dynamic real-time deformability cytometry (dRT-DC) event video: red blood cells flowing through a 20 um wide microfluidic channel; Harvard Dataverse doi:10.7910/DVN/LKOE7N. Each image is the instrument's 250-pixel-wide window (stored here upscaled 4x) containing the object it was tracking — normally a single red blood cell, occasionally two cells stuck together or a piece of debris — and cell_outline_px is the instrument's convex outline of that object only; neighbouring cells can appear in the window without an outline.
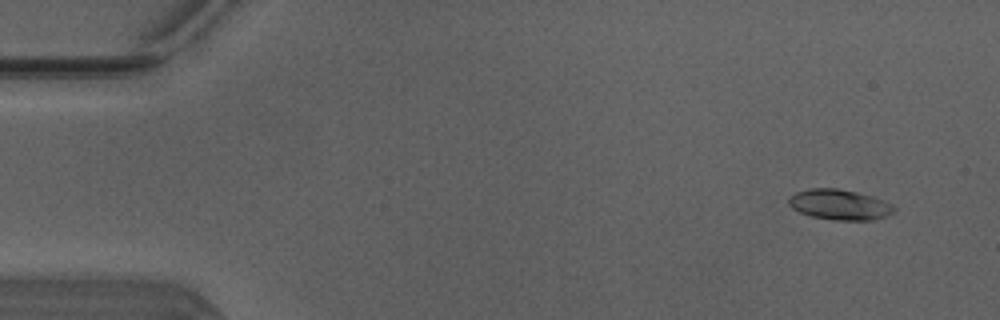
{"species": "Egyptian fruit bat (a non-hibernating species)", "species_latin": "Rousettus aegyptiacus", "temperature_condition": "warm", "stored_images_in_passage": 49, "camera_frame_rate_fps": 3000, "um_per_image_px": 0.085, "animal": {"sex": "male"}, "frame": {"image": 1, "passage_image": 4, "time_ms": 1.0, "image_size_px": [1000, 320], "cell_outline_px": [[896, 212], [888, 216], [872, 220], [832, 220], [812, 216], [800, 212], [792, 208], [788, 204], [788, 200], [796, 192], [808, 188], [836, 188], [856, 192], [872, 196], [892, 204], [896, 208]], "centroid_in_image_um": [71.39, 17.4], "position_along_channel_um": 13.6, "area_um2": 18.73}}
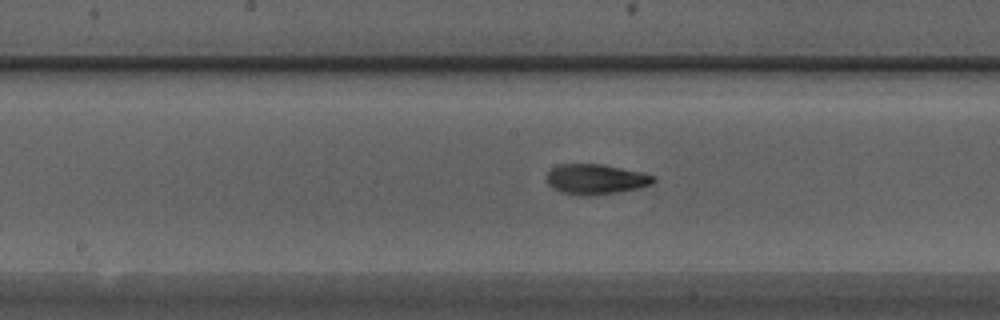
{"frame": {"image": 2, "passage_image": 26, "time_ms": 8.333, "image_size_px": [1000, 320], "cell_outline_px": [[656, 180], [652, 184], [640, 188], [616, 192], [588, 196], [580, 196], [560, 192], [552, 188], [548, 184], [548, 172], [552, 168], [560, 164], [600, 164], [644, 172], [656, 176]], "centroid_in_image_um": [50.67, 15.24], "position_along_channel_um": 197.5, "area_um2": 18.9}}
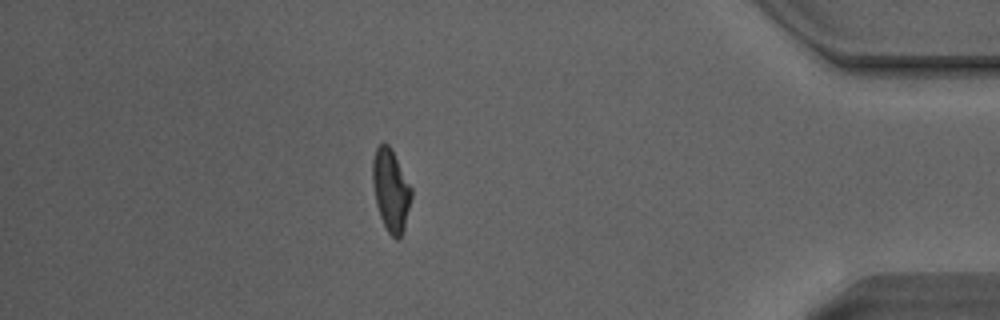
{"frame": {"image": 3, "passage_image": 44, "time_ms": 14.333, "image_size_px": [1000, 320], "cell_outline_px": [[412, 196], [404, 228], [400, 236], [396, 240], [388, 232], [380, 216], [376, 204], [372, 184], [372, 160], [376, 148], [384, 140], [392, 148], [412, 188]], "centroid_in_image_um": [33.21, 16.11], "position_along_channel_um": 402.0, "area_um2": 18.73}}